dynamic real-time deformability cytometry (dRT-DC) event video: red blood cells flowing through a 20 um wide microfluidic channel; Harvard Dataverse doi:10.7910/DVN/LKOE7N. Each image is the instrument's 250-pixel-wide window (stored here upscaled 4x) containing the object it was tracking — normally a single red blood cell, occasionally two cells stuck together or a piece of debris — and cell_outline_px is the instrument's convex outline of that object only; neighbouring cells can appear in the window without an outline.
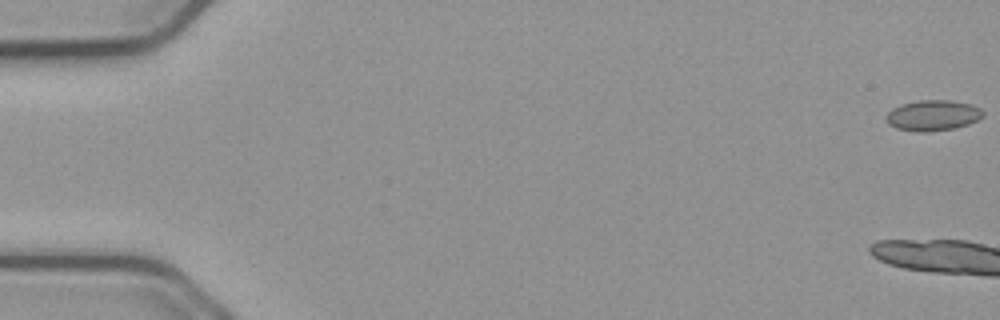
{"species": "common noctule bat (a hibernating species)", "species_latin": "Nyctalus noctula", "temperature_condition": "cold", "stored_images_in_passage": 17, "camera_frame_rate_fps": 3000, "um_per_image_px": 0.085, "animal": {"sex": "male", "body_mass_g": 23.1, "forearm_length_mm": 52.7}, "frame": {"image": 1, "passage_image": 1, "time_ms": 0.0, "image_size_px": [1000, 320], "cell_outline_px": [[984, 116], [968, 124], [952, 128], [928, 132], [920, 132], [896, 128], [888, 124], [884, 120], [884, 116], [892, 108], [900, 104], [920, 100], [952, 100], [972, 104], [980, 108], [984, 112]], "centroid_in_image_um": [79.26, 9.8], "position_along_channel_um": 5.7, "area_um2": 17.46}}